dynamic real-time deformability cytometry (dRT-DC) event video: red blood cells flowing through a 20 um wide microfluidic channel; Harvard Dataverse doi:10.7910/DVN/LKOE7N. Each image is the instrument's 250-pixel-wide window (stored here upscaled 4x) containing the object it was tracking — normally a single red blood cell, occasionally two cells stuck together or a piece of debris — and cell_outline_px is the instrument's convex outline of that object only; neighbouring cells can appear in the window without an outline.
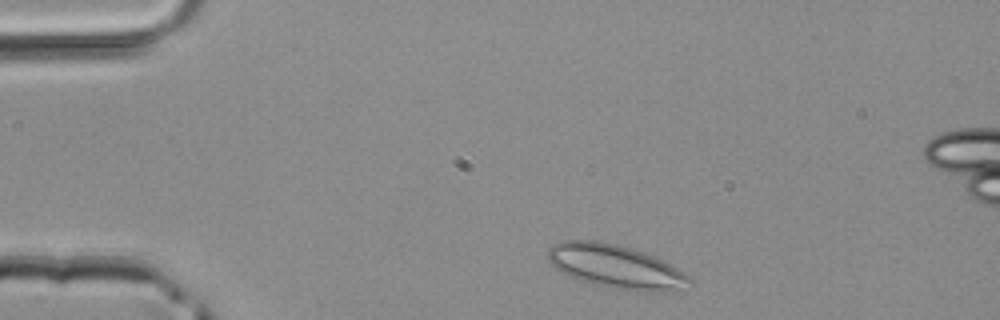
{"species": "common noctule bat (a hibernating species)", "species_latin": "Nyctalus noctula", "temperature_condition": "room temperature", "stored_images_in_passage": 3, "camera_frame_rate_fps": 3000, "um_per_image_px": 0.085, "animal": {"sex": "male", "body_mass_g": 20.4}, "frame": {"image": 1, "passage_image": 1, "time_ms": 0.0, "image_size_px": [1000, 320], "cell_outline_px": [[692, 284], [680, 288], [660, 292], [644, 292], [612, 288], [580, 280], [568, 276], [556, 268], [548, 260], [548, 248], [552, 244], [560, 240], [600, 240], [620, 244], [644, 252], [676, 268], [688, 276], [692, 280]], "centroid_in_image_um": [52.28, 22.63], "position_along_channel_um": 32.7, "area_um2": 35.95}}